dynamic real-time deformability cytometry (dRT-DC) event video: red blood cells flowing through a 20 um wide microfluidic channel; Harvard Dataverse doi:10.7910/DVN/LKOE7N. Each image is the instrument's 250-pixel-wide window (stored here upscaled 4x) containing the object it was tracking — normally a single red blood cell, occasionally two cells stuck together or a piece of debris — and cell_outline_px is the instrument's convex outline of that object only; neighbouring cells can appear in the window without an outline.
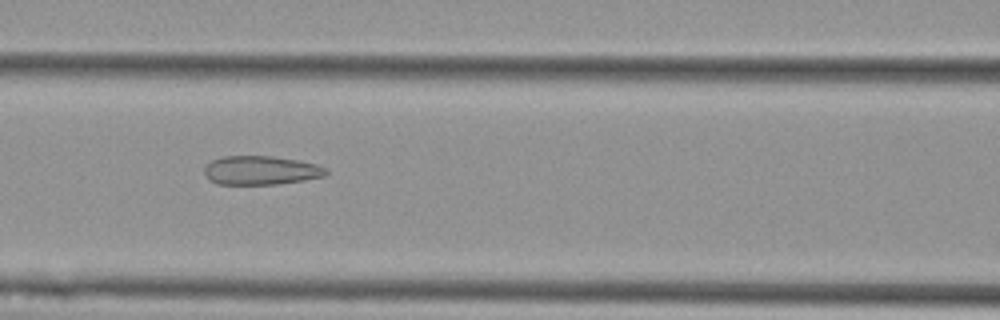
{"species": "Egyptian fruit bat (a non-hibernating species)", "species_latin": "Rousettus aegyptiacus", "temperature_condition": "cold", "stored_images_in_passage": 48, "camera_frame_rate_fps": 3000, "um_per_image_px": 0.085, "animal": {"sex": "female"}, "frame": {"image": 1, "passage_image": 16, "time_ms": 5.0, "image_size_px": [1000, 320], "cell_outline_px": [[328, 172], [324, 176], [304, 180], [276, 184], [216, 184], [204, 172], [204, 168], [212, 160], [224, 156], [272, 156], [300, 160], [316, 164], [328, 168]], "centroid_in_image_um": [22.22, 14.47], "position_along_channel_um": 144.4, "area_um2": 20.4}}
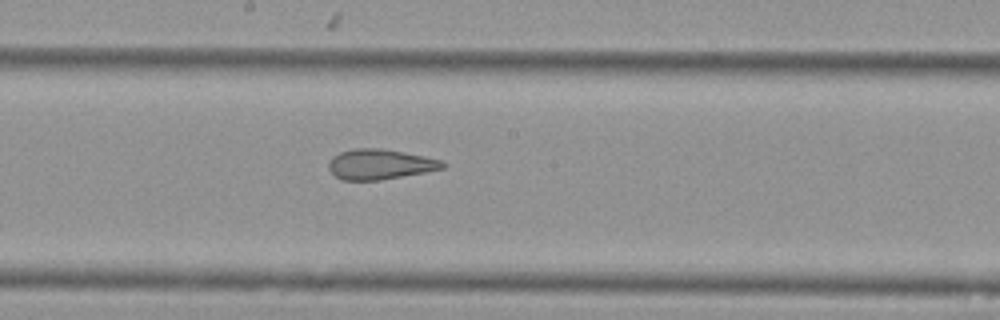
{"frame": {"image": 2, "passage_image": 22, "time_ms": 7.0, "image_size_px": [1000, 320], "cell_outline_px": [[448, 164], [444, 168], [424, 172], [380, 180], [340, 180], [328, 168], [328, 164], [332, 156], [340, 152], [352, 148], [380, 148], [404, 152], [424, 156], [440, 160]], "centroid_in_image_um": [32.28, 13.96], "position_along_channel_um": 215.9, "area_um2": 20.06}}
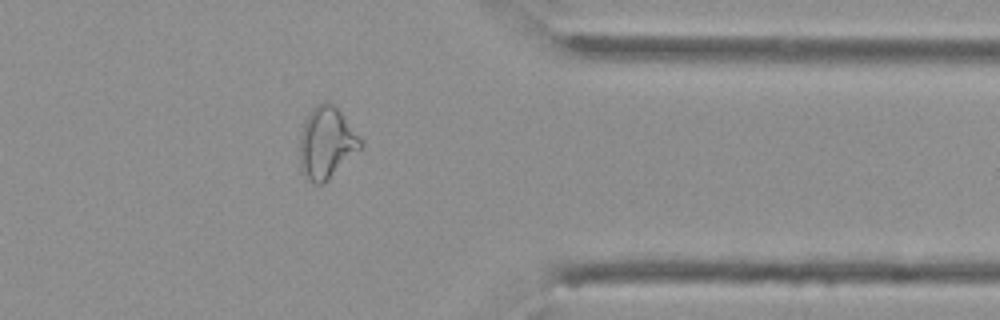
{"frame": {"image": 3, "passage_image": 37, "time_ms": 12.0, "image_size_px": [1000, 320], "cell_outline_px": [[364, 148], [324, 184], [312, 184], [304, 176], [300, 168], [300, 132], [304, 120], [308, 112], [316, 104], [324, 100], [328, 100], [344, 116], [364, 144]], "centroid_in_image_um": [27.75, 12.16], "position_along_channel_um": 383.6, "area_um2": 26.01}, "authors_computed_cell_mechanics": {"area_um2": 24.276, "velocity_mm_per_s": 3.5942, "shape_relaxation_time_tau1_ms": null, "shape_relaxation_time_tau2_ms": 1.8, "deformation_change_tau1": null, "deformation_change_tau2": 0.0856}}